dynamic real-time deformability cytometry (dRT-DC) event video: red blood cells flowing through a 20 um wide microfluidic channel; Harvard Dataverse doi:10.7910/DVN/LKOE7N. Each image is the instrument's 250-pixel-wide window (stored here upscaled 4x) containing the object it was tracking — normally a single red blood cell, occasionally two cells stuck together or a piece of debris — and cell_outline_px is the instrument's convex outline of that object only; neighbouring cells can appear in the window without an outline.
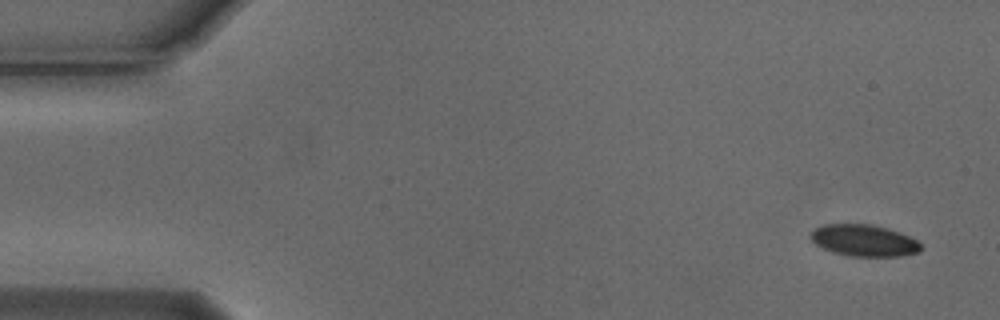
{"species": "Egyptian fruit bat (a non-hibernating species)", "species_latin": "Rousettus aegyptiacus", "temperature_condition": "cold", "stored_images_in_passage": 6, "camera_frame_rate_fps": 3000, "um_per_image_px": 0.085, "animal": {"sex": "male"}, "frame": {"image": 1, "passage_image": 1, "time_ms": 0.0, "image_size_px": [1000, 320], "cell_outline_px": [[920, 252], [900, 256], [848, 256], [832, 252], [816, 244], [808, 236], [816, 228], [824, 224], [872, 224], [908, 236], [916, 240], [920, 244]], "centroid_in_image_um": [73.4, 20.45], "position_along_channel_um": 11.6, "area_um2": 20.06}}
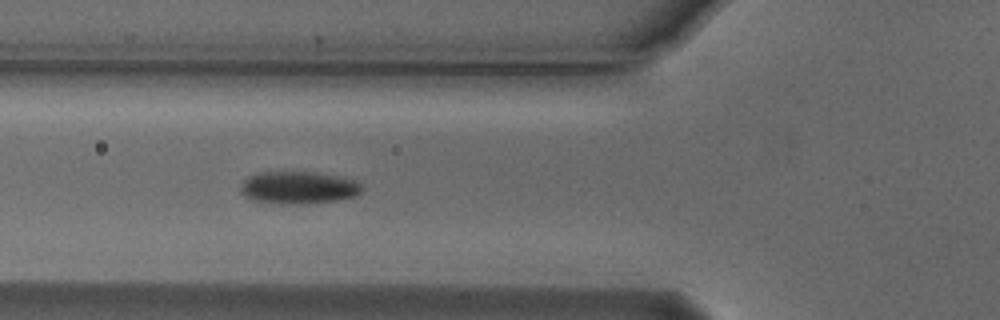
{"frame": {"image": 2, "passage_image": 6, "time_ms": 1.667, "image_size_px": [1000, 320], "cell_outline_px": [[364, 188], [356, 196], [336, 200], [304, 204], [280, 204], [252, 200], [244, 196], [240, 192], [240, 188], [244, 180], [248, 176], [260, 172], [308, 172], [356, 180]], "centroid_in_image_um": [25.33, 15.96], "position_along_channel_um": 100.5, "area_um2": 22.83}}